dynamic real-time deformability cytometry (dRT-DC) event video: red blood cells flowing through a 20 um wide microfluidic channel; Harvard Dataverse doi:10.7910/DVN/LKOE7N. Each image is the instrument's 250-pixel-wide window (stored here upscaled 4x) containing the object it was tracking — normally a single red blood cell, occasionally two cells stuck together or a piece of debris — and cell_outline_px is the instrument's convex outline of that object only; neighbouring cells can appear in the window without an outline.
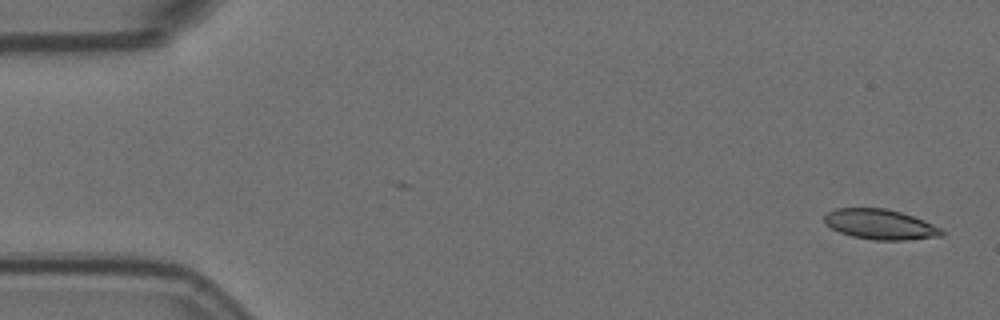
{"species": "Egyptian fruit bat (a non-hibernating species)", "species_latin": "Rousettus aegyptiacus", "temperature_condition": "room temperature", "stored_images_in_passage": 6, "camera_frame_rate_fps": 3000, "um_per_image_px": 0.085, "animal": {"sex": "female"}, "frame": {"image": 1, "passage_image": 1, "time_ms": 0.0, "image_size_px": [1000, 320], "cell_outline_px": [[944, 236], [908, 240], [876, 240], [852, 236], [840, 232], [832, 228], [824, 220], [824, 216], [828, 212], [836, 208], [884, 208], [900, 212], [924, 220], [940, 228], [944, 232]], "centroid_in_image_um": [74.84, 19.07], "position_along_channel_um": 10.2, "area_um2": 20.46}}
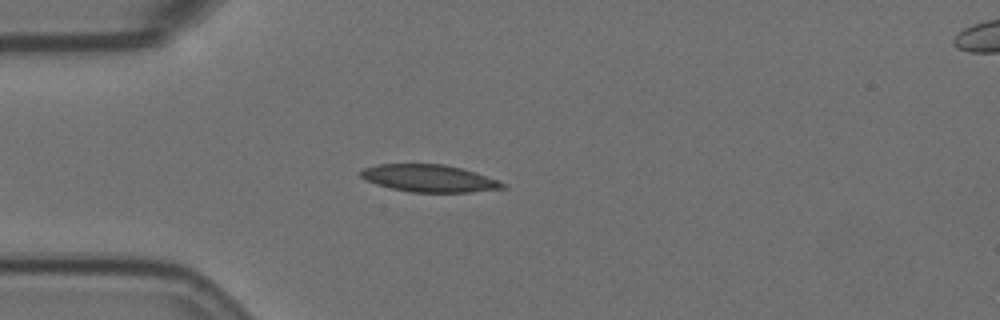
{"frame": {"image": 2, "passage_image": 4, "time_ms": 1.0, "image_size_px": [1000, 320], "cell_outline_px": [[508, 188], [472, 192], [412, 192], [392, 188], [376, 184], [364, 180], [360, 176], [360, 168], [380, 164], [444, 164], [476, 172], [508, 184]], "centroid_in_image_um": [36.49, 15.16], "position_along_channel_um": 48.5, "area_um2": 22.72}}